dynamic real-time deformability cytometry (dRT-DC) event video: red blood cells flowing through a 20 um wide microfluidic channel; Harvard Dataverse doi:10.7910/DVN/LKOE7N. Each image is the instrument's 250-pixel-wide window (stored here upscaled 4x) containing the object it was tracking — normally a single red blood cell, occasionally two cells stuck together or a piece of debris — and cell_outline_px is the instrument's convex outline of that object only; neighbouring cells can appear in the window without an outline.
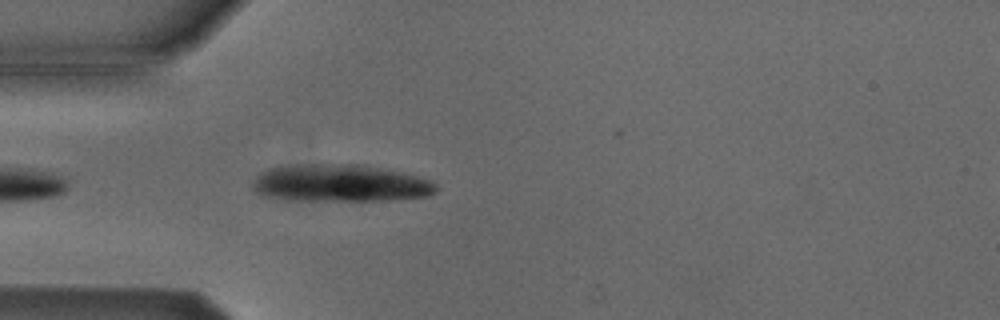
{"species": "Egyptian fruit bat (a non-hibernating species)", "species_latin": "Rousettus aegyptiacus", "temperature_condition": "cold", "stored_images_in_passage": 17, "camera_frame_rate_fps": 3000, "um_per_image_px": 0.085, "animal": {"sex": "male"}, "frame": {"image": 1, "passage_image": 3, "time_ms": 0.667, "image_size_px": [1000, 320], "cell_outline_px": [[436, 192], [428, 196], [388, 200], [284, 200], [260, 196], [252, 188], [252, 184], [256, 176], [260, 172], [268, 168], [296, 164], [364, 164], [400, 172], [416, 176], [428, 180], [436, 184]], "centroid_in_image_um": [28.84, 15.57], "position_along_channel_um": 56.2, "area_um2": 40.17}}